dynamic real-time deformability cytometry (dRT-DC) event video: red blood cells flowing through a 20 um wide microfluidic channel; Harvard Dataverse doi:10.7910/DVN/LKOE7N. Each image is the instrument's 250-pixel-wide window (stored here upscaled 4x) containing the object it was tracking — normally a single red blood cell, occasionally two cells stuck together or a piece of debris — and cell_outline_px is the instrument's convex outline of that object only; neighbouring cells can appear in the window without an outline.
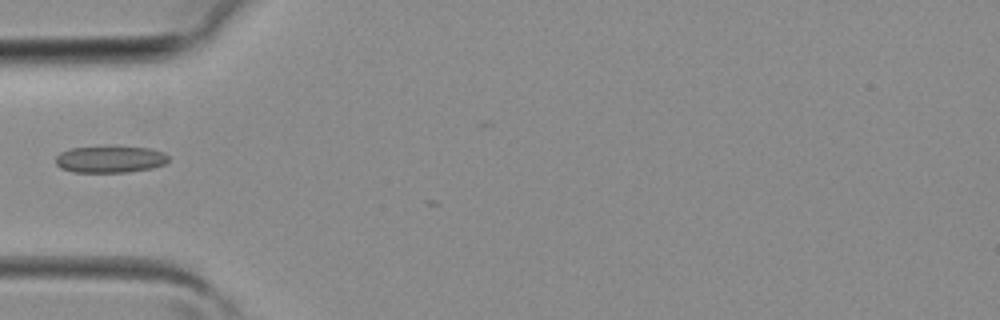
{"species": "common noctule bat (a hibernating species)", "species_latin": "Nyctalus noctula", "temperature_condition": "room temperature", "stored_images_in_passage": 3, "camera_frame_rate_fps": 3000, "um_per_image_px": 0.085, "animal": {"sex": "female", "body_mass_g": 19.3, "forearm_length_mm": 54.1}, "frame": {"image": 1, "passage_image": 3, "time_ms": 0.667, "image_size_px": [1000, 320], "cell_outline_px": [[168, 160], [164, 164], [152, 168], [128, 172], [72, 172], [60, 168], [56, 164], [56, 156], [60, 152], [68, 148], [148, 148], [164, 152], [168, 156]], "centroid_in_image_um": [9.33, 13.57], "position_along_channel_um": 75.7, "area_um2": 17.22}}